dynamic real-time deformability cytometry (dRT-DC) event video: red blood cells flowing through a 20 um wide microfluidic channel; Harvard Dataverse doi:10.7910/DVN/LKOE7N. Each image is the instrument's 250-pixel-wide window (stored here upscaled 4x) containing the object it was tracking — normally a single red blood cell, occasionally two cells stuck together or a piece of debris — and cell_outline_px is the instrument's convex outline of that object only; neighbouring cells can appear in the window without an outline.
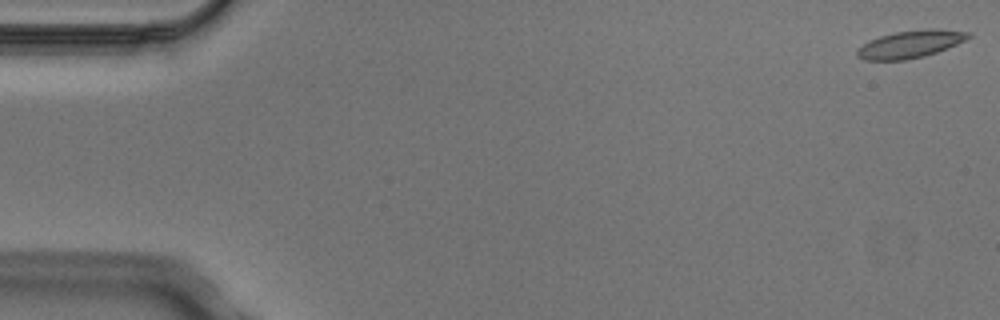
{"species": "Egyptian fruit bat (a non-hibernating species)", "species_latin": "Rousettus aegyptiacus", "temperature_condition": "cold", "stored_images_in_passage": 5, "camera_frame_rate_fps": 3000, "um_per_image_px": 0.085, "animal": {"sex": "male"}, "frame": {"image": 1, "passage_image": 1, "time_ms": 0.0, "image_size_px": [1000, 320], "cell_outline_px": [[972, 36], [956, 44], [936, 52], [924, 56], [904, 60], [864, 60], [856, 56], [856, 52], [868, 40], [880, 36], [896, 32], [924, 28], [936, 28], [972, 32]], "centroid_in_image_um": [77.39, 3.74], "position_along_channel_um": 7.6, "area_um2": 17.8}}
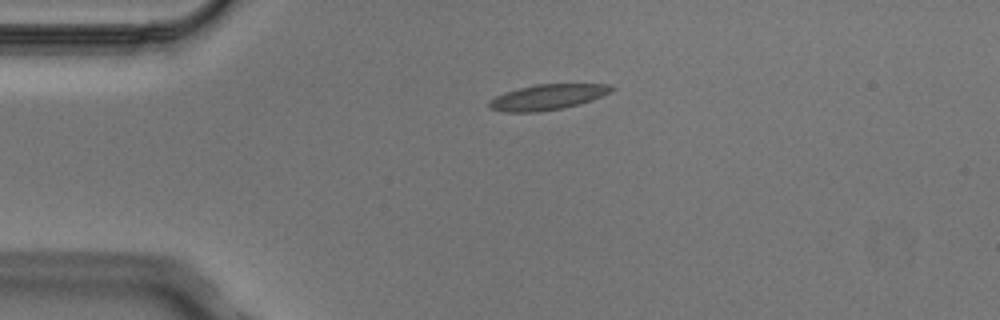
{"frame": {"image": 2, "passage_image": 4, "time_ms": 1.0, "image_size_px": [1000, 320], "cell_outline_px": [[616, 88], [592, 100], [580, 104], [564, 108], [536, 112], [504, 112], [488, 108], [488, 100], [504, 92], [536, 84], [608, 84]], "centroid_in_image_um": [46.49, 8.26], "position_along_channel_um": 38.5, "area_um2": 18.15}}